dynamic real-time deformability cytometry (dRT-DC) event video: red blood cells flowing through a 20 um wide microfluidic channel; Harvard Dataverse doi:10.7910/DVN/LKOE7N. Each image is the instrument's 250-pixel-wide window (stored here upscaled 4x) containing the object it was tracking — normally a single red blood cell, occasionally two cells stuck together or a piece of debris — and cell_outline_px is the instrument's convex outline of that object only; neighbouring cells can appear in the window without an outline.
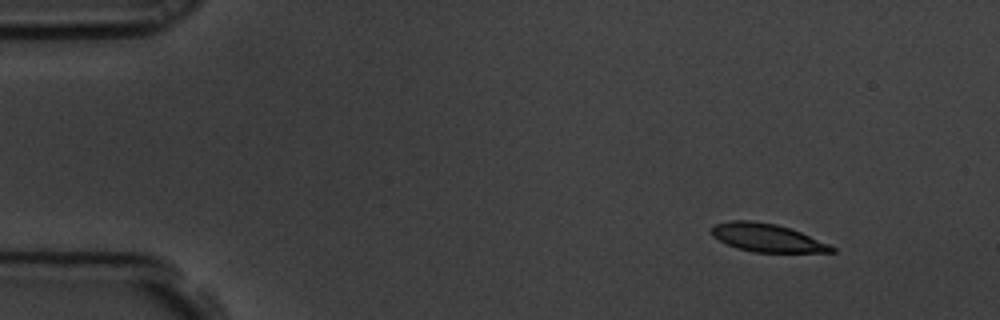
{"species": "common noctule bat (a hibernating species)", "species_latin": "Nyctalus noctula", "temperature_condition": "room temperature", "stored_images_in_passage": 14, "camera_frame_rate_fps": 3000, "um_per_image_px": 0.085, "animal": {"sex": "male", "body_mass_g": 19.5, "forearm_length_mm": 54.6}, "frame": {"image": 1, "passage_image": 1, "time_ms": 0.0, "image_size_px": [1000, 320], "cell_outline_px": [[836, 252], [752, 252], [736, 248], [712, 236], [712, 228], [716, 224], [732, 220], [752, 220], [776, 224], [800, 232], [828, 244], [836, 248]], "centroid_in_image_um": [65.19, 20.21], "position_along_channel_um": 19.8, "area_um2": 19.42}}
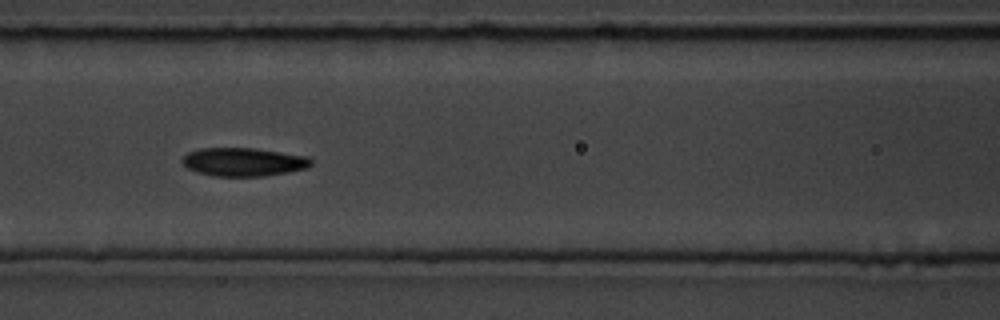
{"frame": {"image": 2, "passage_image": 6, "time_ms": 1.667, "image_size_px": [1000, 320], "cell_outline_px": [[312, 164], [308, 168], [288, 172], [264, 176], [212, 176], [196, 172], [188, 168], [180, 160], [188, 152], [200, 148], [256, 148], [308, 156], [312, 160]], "centroid_in_image_um": [20.71, 13.76], "position_along_channel_um": 145.9, "area_um2": 21.5}}
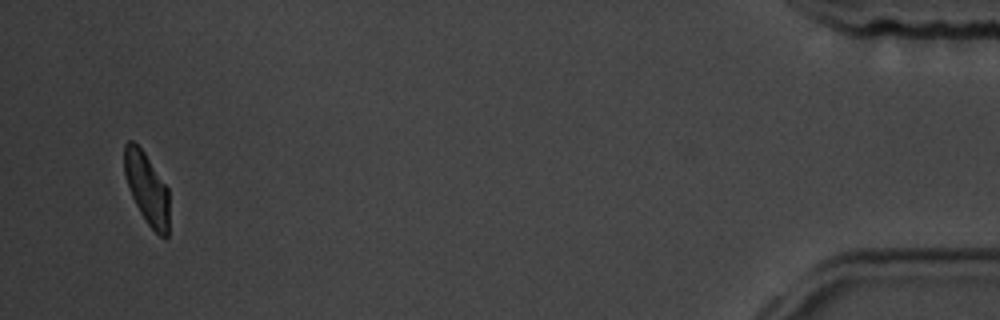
{"frame": {"image": 3, "passage_image": 14, "time_ms": 4.333, "image_size_px": [1000, 320], "cell_outline_px": [[168, 236], [164, 240], [148, 224], [140, 212], [128, 188], [124, 172], [124, 144], [128, 140], [132, 140], [144, 152], [168, 188]], "centroid_in_image_um": [12.47, 16.01], "position_along_channel_um": 422.7, "area_um2": 18.55}}